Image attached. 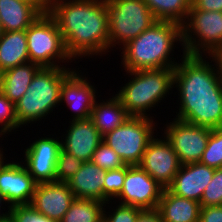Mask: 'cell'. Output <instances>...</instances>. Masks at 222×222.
<instances>
[{"label": "cell", "mask_w": 222, "mask_h": 222, "mask_svg": "<svg viewBox=\"0 0 222 222\" xmlns=\"http://www.w3.org/2000/svg\"><path fill=\"white\" fill-rule=\"evenodd\" d=\"M190 10L222 12V0H191Z\"/></svg>", "instance_id": "cell-36"}, {"label": "cell", "mask_w": 222, "mask_h": 222, "mask_svg": "<svg viewBox=\"0 0 222 222\" xmlns=\"http://www.w3.org/2000/svg\"><path fill=\"white\" fill-rule=\"evenodd\" d=\"M106 170L92 161L83 162L80 170L66 183L75 198L95 199L103 202V186Z\"/></svg>", "instance_id": "cell-19"}, {"label": "cell", "mask_w": 222, "mask_h": 222, "mask_svg": "<svg viewBox=\"0 0 222 222\" xmlns=\"http://www.w3.org/2000/svg\"><path fill=\"white\" fill-rule=\"evenodd\" d=\"M215 168L200 162L181 165L167 189L180 197L200 203L206 186L213 178Z\"/></svg>", "instance_id": "cell-17"}, {"label": "cell", "mask_w": 222, "mask_h": 222, "mask_svg": "<svg viewBox=\"0 0 222 222\" xmlns=\"http://www.w3.org/2000/svg\"><path fill=\"white\" fill-rule=\"evenodd\" d=\"M211 57L217 69L202 55L183 53L182 63L174 68L173 85L180 93L176 119L214 129L222 127V59Z\"/></svg>", "instance_id": "cell-1"}, {"label": "cell", "mask_w": 222, "mask_h": 222, "mask_svg": "<svg viewBox=\"0 0 222 222\" xmlns=\"http://www.w3.org/2000/svg\"><path fill=\"white\" fill-rule=\"evenodd\" d=\"M61 143L62 141L46 137L36 140L25 149V166L37 184L55 182Z\"/></svg>", "instance_id": "cell-14"}, {"label": "cell", "mask_w": 222, "mask_h": 222, "mask_svg": "<svg viewBox=\"0 0 222 222\" xmlns=\"http://www.w3.org/2000/svg\"><path fill=\"white\" fill-rule=\"evenodd\" d=\"M3 28H2V25H1V22H0V38H1V36L3 35Z\"/></svg>", "instance_id": "cell-40"}, {"label": "cell", "mask_w": 222, "mask_h": 222, "mask_svg": "<svg viewBox=\"0 0 222 222\" xmlns=\"http://www.w3.org/2000/svg\"><path fill=\"white\" fill-rule=\"evenodd\" d=\"M136 222H163L157 209H143L137 217Z\"/></svg>", "instance_id": "cell-37"}, {"label": "cell", "mask_w": 222, "mask_h": 222, "mask_svg": "<svg viewBox=\"0 0 222 222\" xmlns=\"http://www.w3.org/2000/svg\"><path fill=\"white\" fill-rule=\"evenodd\" d=\"M91 161L106 171L120 169L125 166L117 153L103 141L96 148Z\"/></svg>", "instance_id": "cell-29"}, {"label": "cell", "mask_w": 222, "mask_h": 222, "mask_svg": "<svg viewBox=\"0 0 222 222\" xmlns=\"http://www.w3.org/2000/svg\"><path fill=\"white\" fill-rule=\"evenodd\" d=\"M109 16V48L137 38L157 20L144 0H106Z\"/></svg>", "instance_id": "cell-6"}, {"label": "cell", "mask_w": 222, "mask_h": 222, "mask_svg": "<svg viewBox=\"0 0 222 222\" xmlns=\"http://www.w3.org/2000/svg\"><path fill=\"white\" fill-rule=\"evenodd\" d=\"M192 33L199 39L192 37ZM182 35L181 45L184 46L185 54L202 55L201 53L206 51L210 56H220L222 54V12L189 10L187 21L182 25Z\"/></svg>", "instance_id": "cell-8"}, {"label": "cell", "mask_w": 222, "mask_h": 222, "mask_svg": "<svg viewBox=\"0 0 222 222\" xmlns=\"http://www.w3.org/2000/svg\"><path fill=\"white\" fill-rule=\"evenodd\" d=\"M104 204L95 199L75 198L60 222H103Z\"/></svg>", "instance_id": "cell-26"}, {"label": "cell", "mask_w": 222, "mask_h": 222, "mask_svg": "<svg viewBox=\"0 0 222 222\" xmlns=\"http://www.w3.org/2000/svg\"><path fill=\"white\" fill-rule=\"evenodd\" d=\"M68 69V70H67ZM65 67H41L33 77L28 90L15 103L17 123L39 121L60 102L63 80L72 72Z\"/></svg>", "instance_id": "cell-4"}, {"label": "cell", "mask_w": 222, "mask_h": 222, "mask_svg": "<svg viewBox=\"0 0 222 222\" xmlns=\"http://www.w3.org/2000/svg\"><path fill=\"white\" fill-rule=\"evenodd\" d=\"M153 119L129 116L120 126L103 136L125 165H139L146 147L154 137Z\"/></svg>", "instance_id": "cell-9"}, {"label": "cell", "mask_w": 222, "mask_h": 222, "mask_svg": "<svg viewBox=\"0 0 222 222\" xmlns=\"http://www.w3.org/2000/svg\"><path fill=\"white\" fill-rule=\"evenodd\" d=\"M34 6L41 14L49 13L50 0H22Z\"/></svg>", "instance_id": "cell-38"}, {"label": "cell", "mask_w": 222, "mask_h": 222, "mask_svg": "<svg viewBox=\"0 0 222 222\" xmlns=\"http://www.w3.org/2000/svg\"><path fill=\"white\" fill-rule=\"evenodd\" d=\"M126 176V165L120 169L107 170L103 186V202L108 204L110 199L117 198L123 189ZM113 197V198H112Z\"/></svg>", "instance_id": "cell-30"}, {"label": "cell", "mask_w": 222, "mask_h": 222, "mask_svg": "<svg viewBox=\"0 0 222 222\" xmlns=\"http://www.w3.org/2000/svg\"><path fill=\"white\" fill-rule=\"evenodd\" d=\"M26 36L30 62L40 67H60L55 59L62 60V63L73 60L66 51L55 19L49 13L40 14L26 29Z\"/></svg>", "instance_id": "cell-7"}, {"label": "cell", "mask_w": 222, "mask_h": 222, "mask_svg": "<svg viewBox=\"0 0 222 222\" xmlns=\"http://www.w3.org/2000/svg\"><path fill=\"white\" fill-rule=\"evenodd\" d=\"M82 164L83 161L81 159H78L61 149L56 163L55 182L66 183L80 170Z\"/></svg>", "instance_id": "cell-28"}, {"label": "cell", "mask_w": 222, "mask_h": 222, "mask_svg": "<svg viewBox=\"0 0 222 222\" xmlns=\"http://www.w3.org/2000/svg\"><path fill=\"white\" fill-rule=\"evenodd\" d=\"M1 84H2V73L0 72V92H1Z\"/></svg>", "instance_id": "cell-41"}, {"label": "cell", "mask_w": 222, "mask_h": 222, "mask_svg": "<svg viewBox=\"0 0 222 222\" xmlns=\"http://www.w3.org/2000/svg\"><path fill=\"white\" fill-rule=\"evenodd\" d=\"M78 73V75H77ZM79 72L72 71L64 80L61 87L60 102L75 110L73 120L86 119L91 115L95 104V88Z\"/></svg>", "instance_id": "cell-18"}, {"label": "cell", "mask_w": 222, "mask_h": 222, "mask_svg": "<svg viewBox=\"0 0 222 222\" xmlns=\"http://www.w3.org/2000/svg\"><path fill=\"white\" fill-rule=\"evenodd\" d=\"M200 204L201 207L222 206V167L215 169L213 178L203 192Z\"/></svg>", "instance_id": "cell-31"}, {"label": "cell", "mask_w": 222, "mask_h": 222, "mask_svg": "<svg viewBox=\"0 0 222 222\" xmlns=\"http://www.w3.org/2000/svg\"><path fill=\"white\" fill-rule=\"evenodd\" d=\"M66 134V138L61 143V149L83 162L91 161L93 153L98 145L103 141V136L95 127L91 118L75 119Z\"/></svg>", "instance_id": "cell-16"}, {"label": "cell", "mask_w": 222, "mask_h": 222, "mask_svg": "<svg viewBox=\"0 0 222 222\" xmlns=\"http://www.w3.org/2000/svg\"><path fill=\"white\" fill-rule=\"evenodd\" d=\"M166 138L181 165L200 162L212 128L190 124L178 119L166 126Z\"/></svg>", "instance_id": "cell-10"}, {"label": "cell", "mask_w": 222, "mask_h": 222, "mask_svg": "<svg viewBox=\"0 0 222 222\" xmlns=\"http://www.w3.org/2000/svg\"><path fill=\"white\" fill-rule=\"evenodd\" d=\"M200 163L215 169L222 167V127L211 130Z\"/></svg>", "instance_id": "cell-27"}, {"label": "cell", "mask_w": 222, "mask_h": 222, "mask_svg": "<svg viewBox=\"0 0 222 222\" xmlns=\"http://www.w3.org/2000/svg\"><path fill=\"white\" fill-rule=\"evenodd\" d=\"M156 20L185 23L191 7V0H144Z\"/></svg>", "instance_id": "cell-25"}, {"label": "cell", "mask_w": 222, "mask_h": 222, "mask_svg": "<svg viewBox=\"0 0 222 222\" xmlns=\"http://www.w3.org/2000/svg\"><path fill=\"white\" fill-rule=\"evenodd\" d=\"M199 222H222V206L201 207Z\"/></svg>", "instance_id": "cell-35"}, {"label": "cell", "mask_w": 222, "mask_h": 222, "mask_svg": "<svg viewBox=\"0 0 222 222\" xmlns=\"http://www.w3.org/2000/svg\"><path fill=\"white\" fill-rule=\"evenodd\" d=\"M139 166L165 189L173 181L181 163L167 139L153 137L146 147Z\"/></svg>", "instance_id": "cell-12"}, {"label": "cell", "mask_w": 222, "mask_h": 222, "mask_svg": "<svg viewBox=\"0 0 222 222\" xmlns=\"http://www.w3.org/2000/svg\"><path fill=\"white\" fill-rule=\"evenodd\" d=\"M28 62L26 30L4 31L0 38V72Z\"/></svg>", "instance_id": "cell-22"}, {"label": "cell", "mask_w": 222, "mask_h": 222, "mask_svg": "<svg viewBox=\"0 0 222 222\" xmlns=\"http://www.w3.org/2000/svg\"><path fill=\"white\" fill-rule=\"evenodd\" d=\"M40 68L39 65L28 62L2 72L1 92L15 104L28 90Z\"/></svg>", "instance_id": "cell-23"}, {"label": "cell", "mask_w": 222, "mask_h": 222, "mask_svg": "<svg viewBox=\"0 0 222 222\" xmlns=\"http://www.w3.org/2000/svg\"><path fill=\"white\" fill-rule=\"evenodd\" d=\"M163 187L139 165H126L123 189L117 196L120 204L141 209H157Z\"/></svg>", "instance_id": "cell-11"}, {"label": "cell", "mask_w": 222, "mask_h": 222, "mask_svg": "<svg viewBox=\"0 0 222 222\" xmlns=\"http://www.w3.org/2000/svg\"><path fill=\"white\" fill-rule=\"evenodd\" d=\"M142 210L135 206L119 204L112 215H107L106 211H103V222H136Z\"/></svg>", "instance_id": "cell-34"}, {"label": "cell", "mask_w": 222, "mask_h": 222, "mask_svg": "<svg viewBox=\"0 0 222 222\" xmlns=\"http://www.w3.org/2000/svg\"><path fill=\"white\" fill-rule=\"evenodd\" d=\"M2 222H12V221H11L10 218L8 217L6 220H4V221H2Z\"/></svg>", "instance_id": "cell-42"}, {"label": "cell", "mask_w": 222, "mask_h": 222, "mask_svg": "<svg viewBox=\"0 0 222 222\" xmlns=\"http://www.w3.org/2000/svg\"><path fill=\"white\" fill-rule=\"evenodd\" d=\"M49 14L60 29L71 58L108 52L109 16L106 0H50Z\"/></svg>", "instance_id": "cell-2"}, {"label": "cell", "mask_w": 222, "mask_h": 222, "mask_svg": "<svg viewBox=\"0 0 222 222\" xmlns=\"http://www.w3.org/2000/svg\"><path fill=\"white\" fill-rule=\"evenodd\" d=\"M4 201H5V199H4V197L1 195V192H0V204H1L2 202H4ZM0 208H1V206H0ZM8 217H9V211H8V213L5 212V214H4V213L1 214V215H0V222L6 220Z\"/></svg>", "instance_id": "cell-39"}, {"label": "cell", "mask_w": 222, "mask_h": 222, "mask_svg": "<svg viewBox=\"0 0 222 222\" xmlns=\"http://www.w3.org/2000/svg\"><path fill=\"white\" fill-rule=\"evenodd\" d=\"M37 183L21 163H5L0 150V192L10 206L29 205Z\"/></svg>", "instance_id": "cell-13"}, {"label": "cell", "mask_w": 222, "mask_h": 222, "mask_svg": "<svg viewBox=\"0 0 222 222\" xmlns=\"http://www.w3.org/2000/svg\"><path fill=\"white\" fill-rule=\"evenodd\" d=\"M74 199L67 183H39L36 185L30 205L46 217L60 222Z\"/></svg>", "instance_id": "cell-15"}, {"label": "cell", "mask_w": 222, "mask_h": 222, "mask_svg": "<svg viewBox=\"0 0 222 222\" xmlns=\"http://www.w3.org/2000/svg\"><path fill=\"white\" fill-rule=\"evenodd\" d=\"M41 13L22 0H0V22L3 31L26 30Z\"/></svg>", "instance_id": "cell-21"}, {"label": "cell", "mask_w": 222, "mask_h": 222, "mask_svg": "<svg viewBox=\"0 0 222 222\" xmlns=\"http://www.w3.org/2000/svg\"><path fill=\"white\" fill-rule=\"evenodd\" d=\"M9 218L12 222H57L46 217L29 205L8 207Z\"/></svg>", "instance_id": "cell-32"}, {"label": "cell", "mask_w": 222, "mask_h": 222, "mask_svg": "<svg viewBox=\"0 0 222 222\" xmlns=\"http://www.w3.org/2000/svg\"><path fill=\"white\" fill-rule=\"evenodd\" d=\"M0 124H3L0 135L20 127L17 123L15 104L2 92H0Z\"/></svg>", "instance_id": "cell-33"}, {"label": "cell", "mask_w": 222, "mask_h": 222, "mask_svg": "<svg viewBox=\"0 0 222 222\" xmlns=\"http://www.w3.org/2000/svg\"><path fill=\"white\" fill-rule=\"evenodd\" d=\"M97 103L95 101L90 118L102 136L116 129L129 117L116 96L106 102Z\"/></svg>", "instance_id": "cell-24"}, {"label": "cell", "mask_w": 222, "mask_h": 222, "mask_svg": "<svg viewBox=\"0 0 222 222\" xmlns=\"http://www.w3.org/2000/svg\"><path fill=\"white\" fill-rule=\"evenodd\" d=\"M157 210L163 222H199L201 204L163 189Z\"/></svg>", "instance_id": "cell-20"}, {"label": "cell", "mask_w": 222, "mask_h": 222, "mask_svg": "<svg viewBox=\"0 0 222 222\" xmlns=\"http://www.w3.org/2000/svg\"><path fill=\"white\" fill-rule=\"evenodd\" d=\"M175 41L183 42L182 26L175 22L157 20L137 38L122 48L126 72L175 68L178 63L169 60Z\"/></svg>", "instance_id": "cell-3"}, {"label": "cell", "mask_w": 222, "mask_h": 222, "mask_svg": "<svg viewBox=\"0 0 222 222\" xmlns=\"http://www.w3.org/2000/svg\"><path fill=\"white\" fill-rule=\"evenodd\" d=\"M134 76L115 95L129 116L149 117L146 110L155 107L174 87V68L128 71Z\"/></svg>", "instance_id": "cell-5"}]
</instances>
